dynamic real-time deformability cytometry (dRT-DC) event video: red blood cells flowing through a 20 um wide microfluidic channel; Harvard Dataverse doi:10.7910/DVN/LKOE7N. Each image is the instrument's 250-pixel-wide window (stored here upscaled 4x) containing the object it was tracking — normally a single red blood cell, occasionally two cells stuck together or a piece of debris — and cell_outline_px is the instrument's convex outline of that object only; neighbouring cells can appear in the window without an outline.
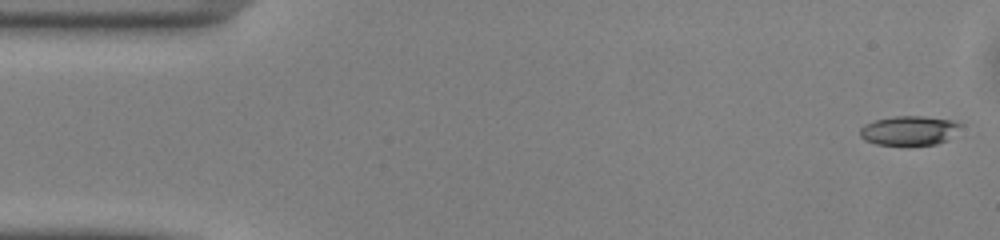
{"species": "common noctule bat (a hibernating species)", "species_latin": "Nyctalus noctula", "temperature_condition": "warm", "stored_images_in_passage": 49, "camera_frame_rate_fps": 3000, "um_per_image_px": 0.085, "animal": {"sex": "male", "body_mass_g": 13.0, "forearm_length_mm": 53.1}, "frame": {"image": 1, "passage_image": 1, "time_ms": 0.0, "image_size_px": [1000, 240], "cell_outline_px": [[964, 124], [948, 140], [936, 144], [908, 148], [876, 144], [864, 140], [860, 136], [860, 128], [864, 124], [876, 120], [896, 116], [924, 116], [956, 120]], "centroid_in_image_um": [77.31, 11.14], "position_along_channel_um": 7.7, "area_um2": 18.09}}
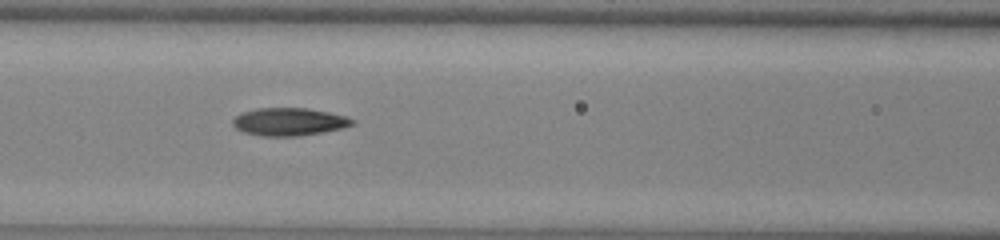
{"frame": {"image": 2, "passage_image": 20, "time_ms": 6.333, "image_size_px": [1000, 240], "cell_outline_px": [[356, 124], [344, 128], [324, 132], [296, 136], [260, 136], [244, 132], [236, 128], [232, 124], [232, 120], [240, 112], [256, 108], [308, 108], [328, 112], [344, 116], [356, 120]], "centroid_in_image_um": [24.58, 10.35], "position_along_channel_um": 142.0, "area_um2": 19.54}}
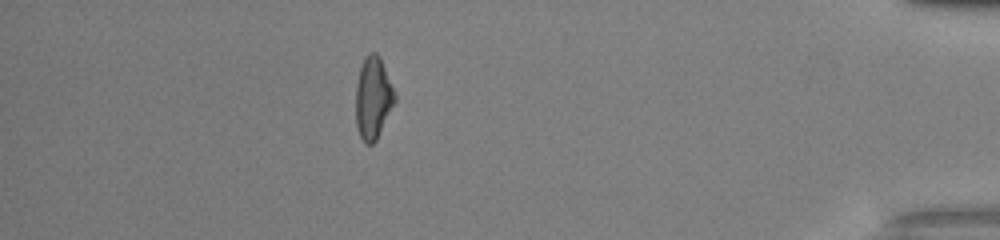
{"frame": {"image": 3, "passage_image": 43, "time_ms": 14.0, "image_size_px": [1000, 240], "cell_outline_px": [[396, 100], [376, 140], [372, 144], [364, 144], [360, 136], [356, 124], [356, 84], [360, 68], [364, 56], [368, 52], [376, 52], [380, 56], [396, 96]], "centroid_in_image_um": [31.7, 8.31], "position_along_channel_um": 403.5, "area_um2": 18.67}, "authors_computed_cell_mechanics": {"area_um2": 18.8428, "velocity_mm_per_s": 4.1259, "shape_relaxation_time_tau1_ms": null, "shape_relaxation_time_tau2_ms": 3.3114, "deformation_change_tau1": null, "deformation_change_tau2": 0.1235}}